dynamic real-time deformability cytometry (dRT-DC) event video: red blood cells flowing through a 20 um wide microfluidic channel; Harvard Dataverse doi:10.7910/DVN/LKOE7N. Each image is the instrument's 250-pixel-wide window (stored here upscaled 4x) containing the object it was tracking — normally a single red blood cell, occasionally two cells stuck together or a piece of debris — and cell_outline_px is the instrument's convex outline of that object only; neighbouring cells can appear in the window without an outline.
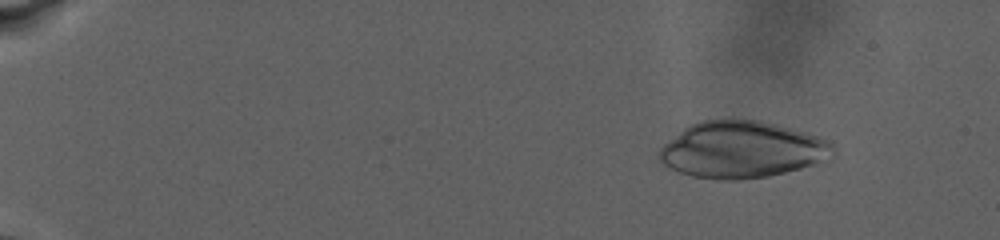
{"species": "human", "species_latin": "Homo sapiens", "temperature_condition": "warm", "stored_images_in_passage": 72, "camera_frame_rate_fps": 3000, "um_per_image_px": 0.085, "donor": {"sex": "male"}, "frame": {"image": 1, "passage_image": 10, "time_ms": 3.667, "image_size_px": [1000, 240], "cell_outline_px": [[836, 156], [828, 164], [768, 176], [740, 180], [716, 180], [692, 176], [680, 172], [664, 164], [660, 160], [660, 148], [664, 144], [684, 128], [700, 120], [760, 120], [792, 128], [820, 136], [832, 140], [836, 148]], "centroid_in_image_um": [63.24, 12.74], "position_along_channel_um": 21.8, "area_um2": 58.49}}
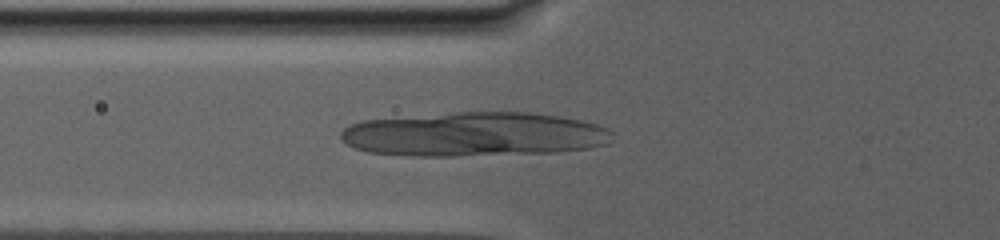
{"frame": {"image": 2, "passage_image": 32, "time_ms": 12.333, "image_size_px": [1000, 240], "cell_outline_px": [[612, 132], [608, 144], [588, 148], [556, 152], [456, 156], [412, 156], [368, 152], [356, 148], [348, 144], [340, 136], [340, 132], [344, 128], [352, 124], [364, 120], [456, 112], [528, 112], [560, 116], [580, 120], [596, 124]], "centroid_in_image_um": [40.3, 11.42], "position_along_channel_um": 85.5, "area_um2": 69.82}}
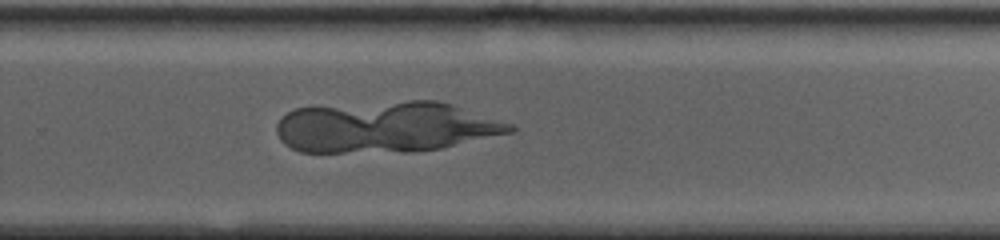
{"frame": {"image": 3, "passage_image": 54, "time_ms": 21.0, "image_size_px": [1000, 240], "cell_outline_px": [[516, 128], [512, 132], [440, 148], [408, 152], [300, 152], [284, 144], [280, 140], [276, 132], [276, 124], [280, 116], [296, 108], [408, 100], [436, 100], [452, 104], [512, 124]], "centroid_in_image_um": [32.75, 10.8], "position_along_channel_um": 297.1, "area_um2": 69.36}}